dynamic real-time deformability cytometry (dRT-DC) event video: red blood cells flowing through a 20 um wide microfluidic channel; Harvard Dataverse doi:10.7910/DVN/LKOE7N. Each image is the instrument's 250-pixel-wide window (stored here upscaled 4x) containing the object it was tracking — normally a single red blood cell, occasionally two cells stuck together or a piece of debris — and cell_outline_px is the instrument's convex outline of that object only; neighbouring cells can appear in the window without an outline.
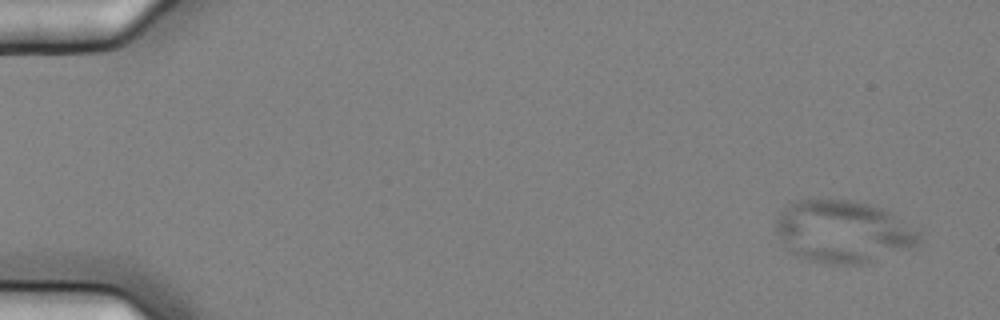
{"species": "common noctule bat (a hibernating species)", "species_latin": "Nyctalus noctula", "temperature_condition": "cold", "stored_images_in_passage": 6, "camera_frame_rate_fps": 3000, "um_per_image_px": 0.085, "animal": {"sex": "female", "body_mass_g": 25.1}, "frame": {"image": 1, "passage_image": 1, "time_ms": 0.0, "image_size_px": [1000, 320], "cell_outline_px": [[920, 240], [916, 244], [908, 248], [864, 264], [824, 264], [808, 260], [796, 256], [788, 252], [776, 232], [776, 220], [780, 212], [788, 200], [848, 200], [868, 204], [880, 208], [888, 212], [920, 232]], "centroid_in_image_um": [71.56, 19.69], "position_along_channel_um": 13.4, "area_um2": 51.85}}